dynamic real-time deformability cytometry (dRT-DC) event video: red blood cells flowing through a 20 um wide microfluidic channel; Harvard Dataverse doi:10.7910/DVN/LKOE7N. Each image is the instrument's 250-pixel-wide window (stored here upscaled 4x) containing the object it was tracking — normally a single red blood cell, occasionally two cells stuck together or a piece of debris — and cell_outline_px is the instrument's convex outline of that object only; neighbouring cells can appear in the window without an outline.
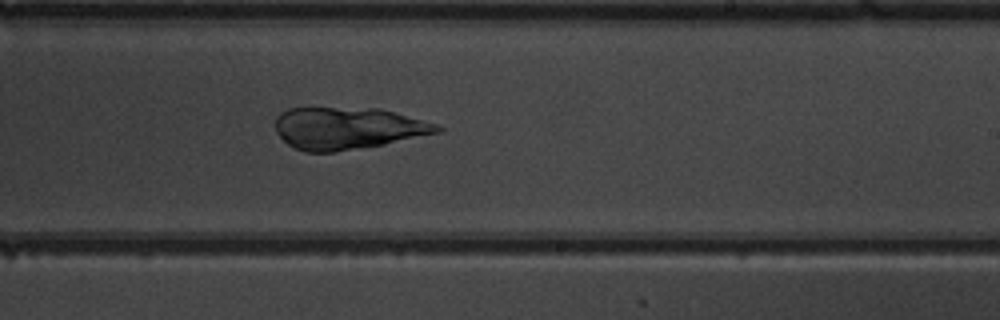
{"species": "common noctule bat (a hibernating species)", "species_latin": "Nyctalus noctula", "temperature_condition": "warm", "stored_images_in_passage": 38, "camera_frame_rate_fps": 3000, "um_per_image_px": 0.085, "animal": {"sex": "male", "body_mass_g": 19.5, "forearm_length_mm": 54.6}, "frame": {"image": 1, "passage_image": 19, "time_ms": 6.0, "image_size_px": [1000, 320], "cell_outline_px": [[444, 128], [440, 132], [384, 144], [336, 152], [304, 152], [292, 148], [276, 132], [276, 116], [280, 112], [288, 108], [380, 108], [396, 112], [436, 124]], "centroid_in_image_um": [29.53, 10.9], "position_along_channel_um": 259.5, "area_um2": 39.71}}
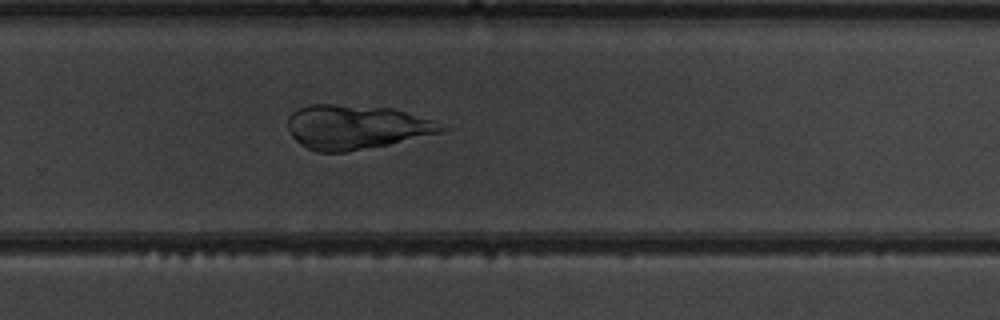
{"frame": {"image": 2, "passage_image": 22, "time_ms": 7.0, "image_size_px": [1000, 320], "cell_outline_px": [[448, 128], [444, 132], [388, 144], [348, 152], [316, 152], [300, 144], [292, 136], [288, 128], [288, 116], [292, 112], [308, 104], [336, 104], [396, 108], [432, 120]], "centroid_in_image_um": [30.26, 10.79], "position_along_channel_um": 299.5, "area_um2": 39.77}}